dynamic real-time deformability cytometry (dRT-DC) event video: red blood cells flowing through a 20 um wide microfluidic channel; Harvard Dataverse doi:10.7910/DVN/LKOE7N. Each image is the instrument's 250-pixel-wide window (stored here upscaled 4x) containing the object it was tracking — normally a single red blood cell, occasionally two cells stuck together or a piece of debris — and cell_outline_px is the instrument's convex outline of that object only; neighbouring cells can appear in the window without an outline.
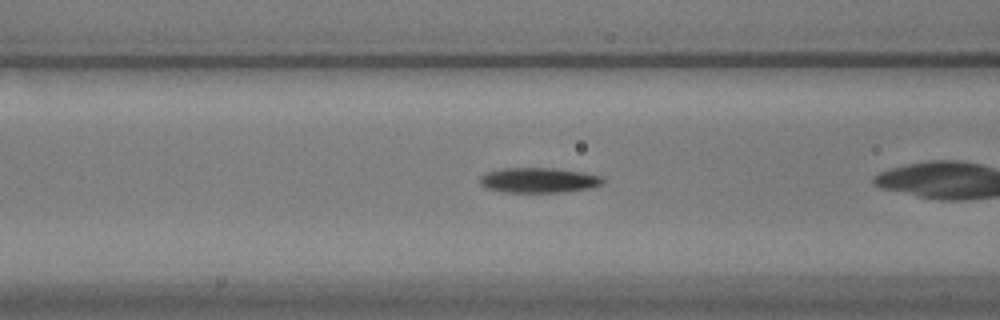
{"species": "common noctule bat (a hibernating species)", "species_latin": "Nyctalus noctula", "temperature_condition": "warm", "stored_images_in_passage": 29, "camera_frame_rate_fps": 3000, "um_per_image_px": 0.085, "animal": {"sex": "male", "body_mass_g": 17.9}, "frame": {"image": 1, "passage_image": 7, "time_ms": 2.0, "image_size_px": [1000, 320], "cell_outline_px": [[604, 180], [600, 184], [588, 188], [564, 192], [504, 192], [484, 188], [480, 184], [480, 176], [484, 172], [500, 168], [556, 168], [584, 172], [604, 176]], "centroid_in_image_um": [45.75, 15.31], "position_along_channel_um": 120.9, "area_um2": 18.21}}
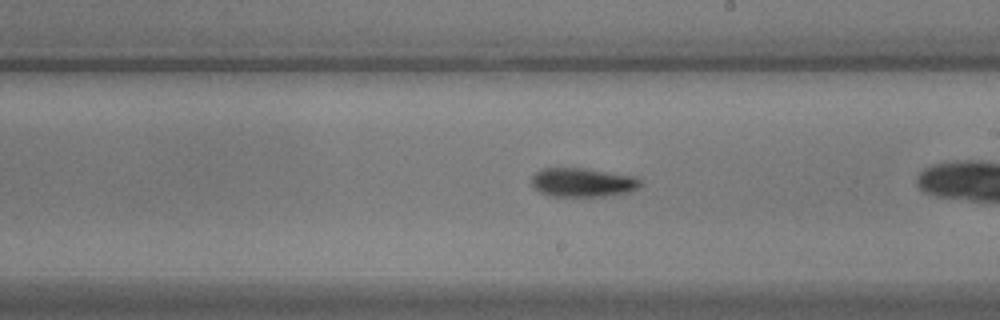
{"frame": {"image": 2, "passage_image": 17, "time_ms": 5.333, "image_size_px": [1000, 320], "cell_outline_px": [[644, 184], [640, 188], [628, 192], [604, 196], [552, 196], [540, 192], [532, 184], [532, 176], [540, 168], [584, 168], [636, 176]], "centroid_in_image_um": [49.57, 15.5], "position_along_channel_um": 239.4, "area_um2": 18.44}}
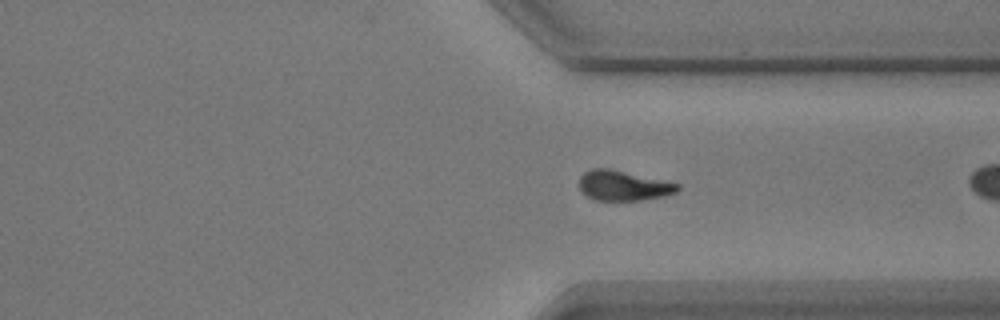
{"frame": {"image": 3, "passage_image": 27, "time_ms": 8.667, "image_size_px": [1000, 320], "cell_outline_px": [[680, 188], [676, 192], [664, 196], [640, 200], [596, 200], [580, 192], [580, 176], [584, 172], [592, 168], [608, 168], [680, 184]], "centroid_in_image_um": [52.96, 15.78], "position_along_channel_um": 358.4, "area_um2": 17.05}}